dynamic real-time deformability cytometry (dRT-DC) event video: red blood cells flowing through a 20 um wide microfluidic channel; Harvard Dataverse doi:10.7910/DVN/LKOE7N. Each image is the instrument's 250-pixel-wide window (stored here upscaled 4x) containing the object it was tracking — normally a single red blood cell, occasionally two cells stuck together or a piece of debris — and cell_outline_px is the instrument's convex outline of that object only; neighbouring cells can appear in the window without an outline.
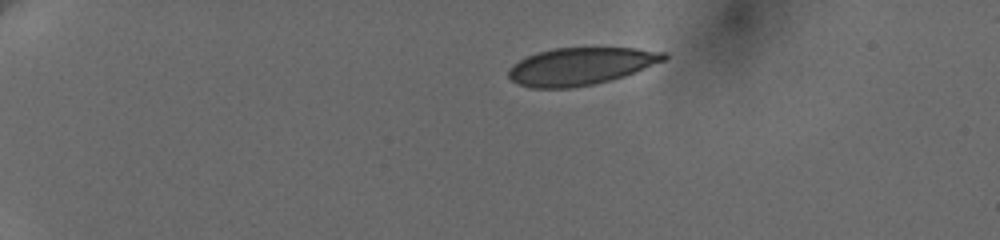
{"species": "human", "species_latin": "Homo sapiens", "temperature_condition": "cold", "stored_images_in_passage": 3, "camera_frame_rate_fps": 3000, "um_per_image_px": 0.085, "donor": {"sex": "female"}, "frame": {"image": 1, "passage_image": 1, "time_ms": 0.0, "image_size_px": [1000, 240], "cell_outline_px": [[668, 56], [664, 60], [636, 72], [624, 76], [592, 84], [572, 88], [532, 88], [520, 84], [512, 80], [508, 76], [508, 72], [512, 64], [536, 52], [552, 48], [636, 48], [664, 52]], "centroid_in_image_um": [49.34, 5.63], "position_along_channel_um": 35.7, "area_um2": 33.64}}